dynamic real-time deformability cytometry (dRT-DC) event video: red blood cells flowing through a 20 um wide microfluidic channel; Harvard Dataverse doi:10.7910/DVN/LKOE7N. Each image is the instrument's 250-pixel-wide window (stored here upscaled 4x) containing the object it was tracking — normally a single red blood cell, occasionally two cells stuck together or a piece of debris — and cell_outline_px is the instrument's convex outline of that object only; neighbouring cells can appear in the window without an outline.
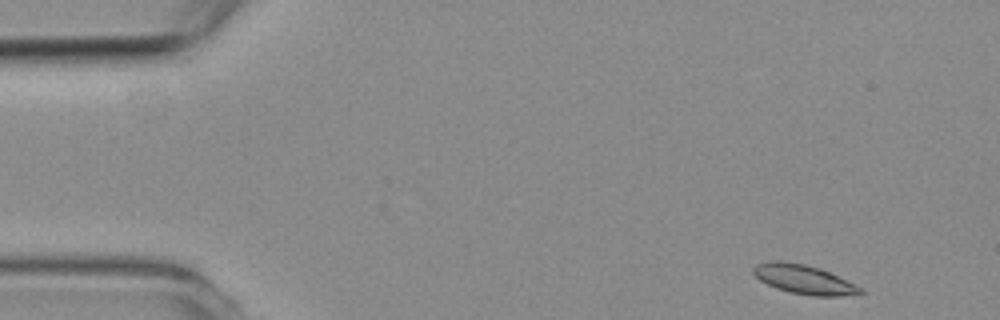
{"species": "common noctule bat (a hibernating species)", "species_latin": "Nyctalus noctula", "temperature_condition": "room temperature", "stored_images_in_passage": 3, "camera_frame_rate_fps": 3000, "um_per_image_px": 0.085, "animal": {"sex": "female", "body_mass_g": 19.3, "forearm_length_mm": 54.1}, "frame": {"image": 1, "passage_image": 1, "time_ms": 0.0, "image_size_px": [1000, 320], "cell_outline_px": [[864, 292], [840, 296], [812, 296], [788, 292], [776, 288], [760, 280], [752, 272], [752, 268], [756, 264], [768, 260], [784, 260], [804, 264], [820, 268], [864, 288]], "centroid_in_image_um": [68.3, 23.73], "position_along_channel_um": 16.7, "area_um2": 18.32}}